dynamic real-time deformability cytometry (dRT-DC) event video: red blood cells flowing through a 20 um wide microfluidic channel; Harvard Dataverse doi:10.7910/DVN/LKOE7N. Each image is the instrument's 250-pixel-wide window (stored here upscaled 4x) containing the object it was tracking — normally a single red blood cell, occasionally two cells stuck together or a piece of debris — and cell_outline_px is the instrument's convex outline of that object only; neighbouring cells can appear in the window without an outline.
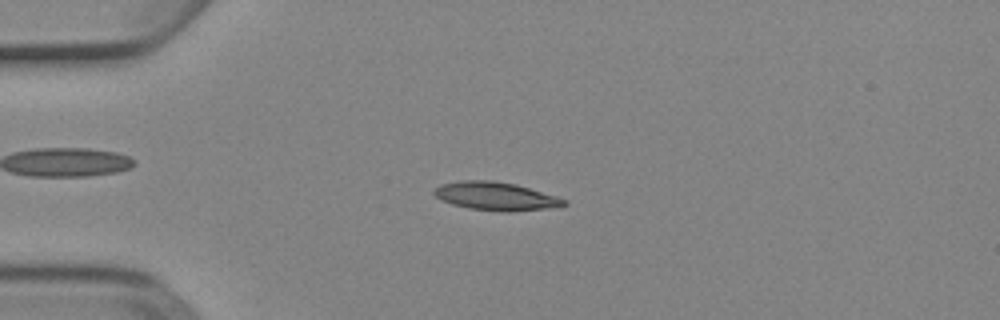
{"species": "Egyptian fruit bat (a non-hibernating species)", "species_latin": "Rousettus aegyptiacus", "temperature_condition": "cold", "stored_images_in_passage": 3, "camera_frame_rate_fps": 3000, "um_per_image_px": 0.085, "animal": {"sex": "female"}, "frame": {"image": 1, "passage_image": 3, "time_ms": 0.667, "image_size_px": [1000, 320], "cell_outline_px": [[568, 204], [560, 208], [508, 212], [504, 212], [468, 208], [452, 204], [440, 200], [432, 192], [440, 184], [460, 180], [492, 180], [516, 184], [556, 196], [568, 200]], "centroid_in_image_um": [42.19, 16.69], "position_along_channel_um": 42.8, "area_um2": 21.79}}